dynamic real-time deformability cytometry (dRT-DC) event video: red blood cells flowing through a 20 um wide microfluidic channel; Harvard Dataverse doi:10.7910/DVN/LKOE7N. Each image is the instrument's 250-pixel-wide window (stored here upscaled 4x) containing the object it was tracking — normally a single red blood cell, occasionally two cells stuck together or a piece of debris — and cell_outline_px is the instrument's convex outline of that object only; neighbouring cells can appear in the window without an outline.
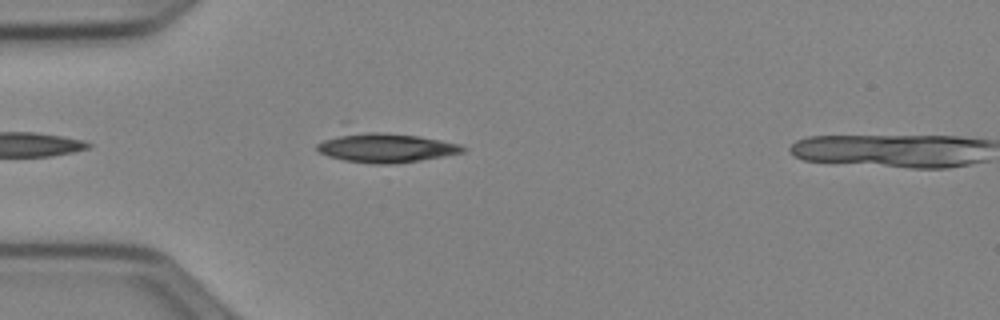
{"species": "Egyptian fruit bat (a non-hibernating species)", "species_latin": "Rousettus aegyptiacus", "temperature_condition": "cold", "stored_images_in_passage": 6, "camera_frame_rate_fps": 3000, "um_per_image_px": 0.085, "animal": {"sex": "female"}, "frame": {"image": 1, "passage_image": 4, "time_ms": 1.0, "image_size_px": [1000, 320], "cell_outline_px": [[468, 148], [464, 152], [444, 156], [420, 160], [392, 164], [372, 164], [344, 160], [328, 156], [320, 152], [316, 148], [316, 144], [344, 120], [348, 120], [460, 144]], "centroid_in_image_um": [32.48, 12.32], "position_along_channel_um": 52.5, "area_um2": 29.3}}